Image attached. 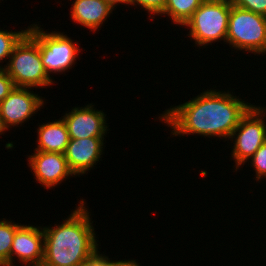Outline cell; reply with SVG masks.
Here are the masks:
<instances>
[{
  "label": "cell",
  "instance_id": "obj_1",
  "mask_svg": "<svg viewBox=\"0 0 266 266\" xmlns=\"http://www.w3.org/2000/svg\"><path fill=\"white\" fill-rule=\"evenodd\" d=\"M252 106L253 103L234 96L229 90L207 89L183 104L166 109L158 119L170 126L171 136L197 134L228 140Z\"/></svg>",
  "mask_w": 266,
  "mask_h": 266
},
{
  "label": "cell",
  "instance_id": "obj_2",
  "mask_svg": "<svg viewBox=\"0 0 266 266\" xmlns=\"http://www.w3.org/2000/svg\"><path fill=\"white\" fill-rule=\"evenodd\" d=\"M85 204L81 199L61 224L43 226L42 266H81L98 255L99 240L96 239L91 214Z\"/></svg>",
  "mask_w": 266,
  "mask_h": 266
},
{
  "label": "cell",
  "instance_id": "obj_3",
  "mask_svg": "<svg viewBox=\"0 0 266 266\" xmlns=\"http://www.w3.org/2000/svg\"><path fill=\"white\" fill-rule=\"evenodd\" d=\"M229 0H205L182 27L195 45L206 48L214 42H226L231 11Z\"/></svg>",
  "mask_w": 266,
  "mask_h": 266
},
{
  "label": "cell",
  "instance_id": "obj_4",
  "mask_svg": "<svg viewBox=\"0 0 266 266\" xmlns=\"http://www.w3.org/2000/svg\"><path fill=\"white\" fill-rule=\"evenodd\" d=\"M6 62L5 70L15 87L38 89L55 84L43 66L39 45L28 34L14 47Z\"/></svg>",
  "mask_w": 266,
  "mask_h": 266
},
{
  "label": "cell",
  "instance_id": "obj_5",
  "mask_svg": "<svg viewBox=\"0 0 266 266\" xmlns=\"http://www.w3.org/2000/svg\"><path fill=\"white\" fill-rule=\"evenodd\" d=\"M27 34L39 45L43 66L50 77L51 74L61 75L72 69L82 51L78 42L65 32H48L41 25L31 24Z\"/></svg>",
  "mask_w": 266,
  "mask_h": 266
},
{
  "label": "cell",
  "instance_id": "obj_6",
  "mask_svg": "<svg viewBox=\"0 0 266 266\" xmlns=\"http://www.w3.org/2000/svg\"><path fill=\"white\" fill-rule=\"evenodd\" d=\"M225 44L236 52L266 55V16L231 6Z\"/></svg>",
  "mask_w": 266,
  "mask_h": 266
},
{
  "label": "cell",
  "instance_id": "obj_7",
  "mask_svg": "<svg viewBox=\"0 0 266 266\" xmlns=\"http://www.w3.org/2000/svg\"><path fill=\"white\" fill-rule=\"evenodd\" d=\"M265 121L266 107L253 105L233 130L228 141L234 144L230 154L235 163V171L245 165L266 141Z\"/></svg>",
  "mask_w": 266,
  "mask_h": 266
},
{
  "label": "cell",
  "instance_id": "obj_8",
  "mask_svg": "<svg viewBox=\"0 0 266 266\" xmlns=\"http://www.w3.org/2000/svg\"><path fill=\"white\" fill-rule=\"evenodd\" d=\"M27 87H14V89L0 103V115L7 129L23 125L40 111L46 104L45 97L39 96ZM44 98V99H43Z\"/></svg>",
  "mask_w": 266,
  "mask_h": 266
},
{
  "label": "cell",
  "instance_id": "obj_9",
  "mask_svg": "<svg viewBox=\"0 0 266 266\" xmlns=\"http://www.w3.org/2000/svg\"><path fill=\"white\" fill-rule=\"evenodd\" d=\"M27 157L31 173L44 189L50 190L60 185L65 179L75 177L63 153L34 151Z\"/></svg>",
  "mask_w": 266,
  "mask_h": 266
},
{
  "label": "cell",
  "instance_id": "obj_10",
  "mask_svg": "<svg viewBox=\"0 0 266 266\" xmlns=\"http://www.w3.org/2000/svg\"><path fill=\"white\" fill-rule=\"evenodd\" d=\"M93 103L84 107H73L61 118L67 126L70 139L105 137L109 126L103 110H96Z\"/></svg>",
  "mask_w": 266,
  "mask_h": 266
},
{
  "label": "cell",
  "instance_id": "obj_11",
  "mask_svg": "<svg viewBox=\"0 0 266 266\" xmlns=\"http://www.w3.org/2000/svg\"><path fill=\"white\" fill-rule=\"evenodd\" d=\"M15 258L24 266H42L44 258L43 227L20 225L15 232L11 246L10 266H15Z\"/></svg>",
  "mask_w": 266,
  "mask_h": 266
},
{
  "label": "cell",
  "instance_id": "obj_12",
  "mask_svg": "<svg viewBox=\"0 0 266 266\" xmlns=\"http://www.w3.org/2000/svg\"><path fill=\"white\" fill-rule=\"evenodd\" d=\"M104 139V137L70 139L64 155L70 170L76 177L87 174L102 160L106 147Z\"/></svg>",
  "mask_w": 266,
  "mask_h": 266
},
{
  "label": "cell",
  "instance_id": "obj_13",
  "mask_svg": "<svg viewBox=\"0 0 266 266\" xmlns=\"http://www.w3.org/2000/svg\"><path fill=\"white\" fill-rule=\"evenodd\" d=\"M71 5L70 18L90 32L99 31L114 10L103 0H74Z\"/></svg>",
  "mask_w": 266,
  "mask_h": 266
},
{
  "label": "cell",
  "instance_id": "obj_14",
  "mask_svg": "<svg viewBox=\"0 0 266 266\" xmlns=\"http://www.w3.org/2000/svg\"><path fill=\"white\" fill-rule=\"evenodd\" d=\"M37 130V147L34 151L65 153L70 141L67 126L63 119L40 124Z\"/></svg>",
  "mask_w": 266,
  "mask_h": 266
},
{
  "label": "cell",
  "instance_id": "obj_15",
  "mask_svg": "<svg viewBox=\"0 0 266 266\" xmlns=\"http://www.w3.org/2000/svg\"><path fill=\"white\" fill-rule=\"evenodd\" d=\"M205 0H167L164 11L174 25L183 26Z\"/></svg>",
  "mask_w": 266,
  "mask_h": 266
},
{
  "label": "cell",
  "instance_id": "obj_16",
  "mask_svg": "<svg viewBox=\"0 0 266 266\" xmlns=\"http://www.w3.org/2000/svg\"><path fill=\"white\" fill-rule=\"evenodd\" d=\"M21 223L2 218L0 220V266H10L11 246L16 229Z\"/></svg>",
  "mask_w": 266,
  "mask_h": 266
},
{
  "label": "cell",
  "instance_id": "obj_17",
  "mask_svg": "<svg viewBox=\"0 0 266 266\" xmlns=\"http://www.w3.org/2000/svg\"><path fill=\"white\" fill-rule=\"evenodd\" d=\"M28 30L29 26L27 27V29L21 31H8L6 29H0V70L6 68V65L2 66L1 63H4L7 58V60L9 61L14 47L28 33Z\"/></svg>",
  "mask_w": 266,
  "mask_h": 266
},
{
  "label": "cell",
  "instance_id": "obj_18",
  "mask_svg": "<svg viewBox=\"0 0 266 266\" xmlns=\"http://www.w3.org/2000/svg\"><path fill=\"white\" fill-rule=\"evenodd\" d=\"M255 171V180H266V141L260 146L255 154L247 161Z\"/></svg>",
  "mask_w": 266,
  "mask_h": 266
},
{
  "label": "cell",
  "instance_id": "obj_19",
  "mask_svg": "<svg viewBox=\"0 0 266 266\" xmlns=\"http://www.w3.org/2000/svg\"><path fill=\"white\" fill-rule=\"evenodd\" d=\"M166 2L167 0H128V6L139 5L140 9L147 11L149 19L154 20V16H159L164 11ZM150 16L152 17L150 18Z\"/></svg>",
  "mask_w": 266,
  "mask_h": 266
},
{
  "label": "cell",
  "instance_id": "obj_20",
  "mask_svg": "<svg viewBox=\"0 0 266 266\" xmlns=\"http://www.w3.org/2000/svg\"><path fill=\"white\" fill-rule=\"evenodd\" d=\"M229 1L232 6H236L266 16V0H229Z\"/></svg>",
  "mask_w": 266,
  "mask_h": 266
},
{
  "label": "cell",
  "instance_id": "obj_21",
  "mask_svg": "<svg viewBox=\"0 0 266 266\" xmlns=\"http://www.w3.org/2000/svg\"><path fill=\"white\" fill-rule=\"evenodd\" d=\"M15 85L12 78L5 69L0 70V103L14 89Z\"/></svg>",
  "mask_w": 266,
  "mask_h": 266
},
{
  "label": "cell",
  "instance_id": "obj_22",
  "mask_svg": "<svg viewBox=\"0 0 266 266\" xmlns=\"http://www.w3.org/2000/svg\"><path fill=\"white\" fill-rule=\"evenodd\" d=\"M136 260H110L109 256L102 254V266H140Z\"/></svg>",
  "mask_w": 266,
  "mask_h": 266
},
{
  "label": "cell",
  "instance_id": "obj_23",
  "mask_svg": "<svg viewBox=\"0 0 266 266\" xmlns=\"http://www.w3.org/2000/svg\"><path fill=\"white\" fill-rule=\"evenodd\" d=\"M98 252V255L91 261L81 265V266H102V253Z\"/></svg>",
  "mask_w": 266,
  "mask_h": 266
},
{
  "label": "cell",
  "instance_id": "obj_24",
  "mask_svg": "<svg viewBox=\"0 0 266 266\" xmlns=\"http://www.w3.org/2000/svg\"><path fill=\"white\" fill-rule=\"evenodd\" d=\"M105 3H107L110 7L113 9H116L115 7L118 5L126 4L128 5V0H103Z\"/></svg>",
  "mask_w": 266,
  "mask_h": 266
},
{
  "label": "cell",
  "instance_id": "obj_25",
  "mask_svg": "<svg viewBox=\"0 0 266 266\" xmlns=\"http://www.w3.org/2000/svg\"><path fill=\"white\" fill-rule=\"evenodd\" d=\"M6 131H9L3 124L2 117L0 115V135L5 134Z\"/></svg>",
  "mask_w": 266,
  "mask_h": 266
}]
</instances>
